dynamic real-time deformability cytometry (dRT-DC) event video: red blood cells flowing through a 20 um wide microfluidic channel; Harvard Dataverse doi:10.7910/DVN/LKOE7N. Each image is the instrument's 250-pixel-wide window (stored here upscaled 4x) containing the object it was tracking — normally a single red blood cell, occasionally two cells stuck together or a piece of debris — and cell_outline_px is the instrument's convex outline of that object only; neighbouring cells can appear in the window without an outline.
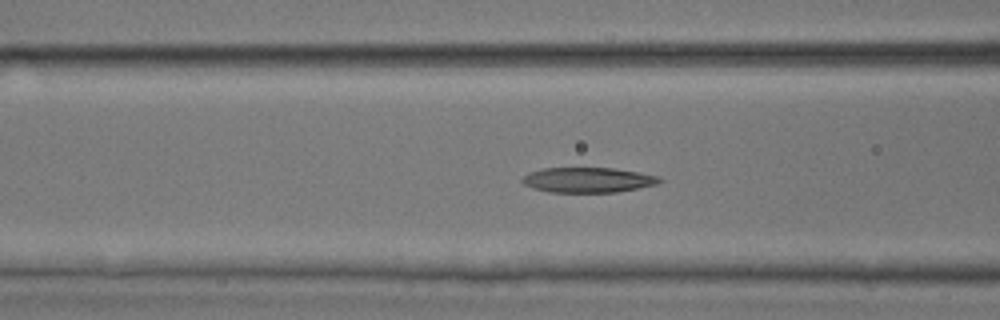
{"species": "common noctule bat (a hibernating species)", "species_latin": "Nyctalus noctula", "temperature_condition": "room temperature", "stored_images_in_passage": 39, "camera_frame_rate_fps": 3000, "um_per_image_px": 0.085, "animal": {"sex": "male", "body_mass_g": 17.9, "forearm_length_mm": 54.2}, "frame": {"image": 1, "passage_image": 12, "time_ms": 3.667, "image_size_px": [1000, 320], "cell_outline_px": [[664, 180], [656, 184], [616, 192], [548, 192], [532, 188], [524, 184], [520, 180], [528, 172], [544, 168], [616, 168], [640, 172], [660, 176]], "centroid_in_image_um": [49.97, 15.29], "position_along_channel_um": 116.6, "area_um2": 20.17}}
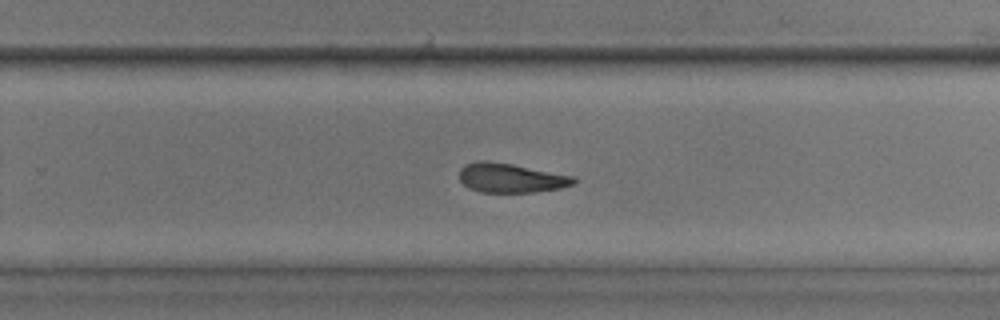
{"frame": {"image": 2, "passage_image": 23, "time_ms": 7.333, "image_size_px": [1000, 320], "cell_outline_px": [[576, 180], [572, 184], [560, 188], [532, 192], [484, 192], [468, 188], [460, 180], [460, 168], [464, 164], [476, 160], [488, 160], [512, 164], [576, 176]], "centroid_in_image_um": [43.4, 15.1], "position_along_channel_um": 286.4, "area_um2": 19.59}}
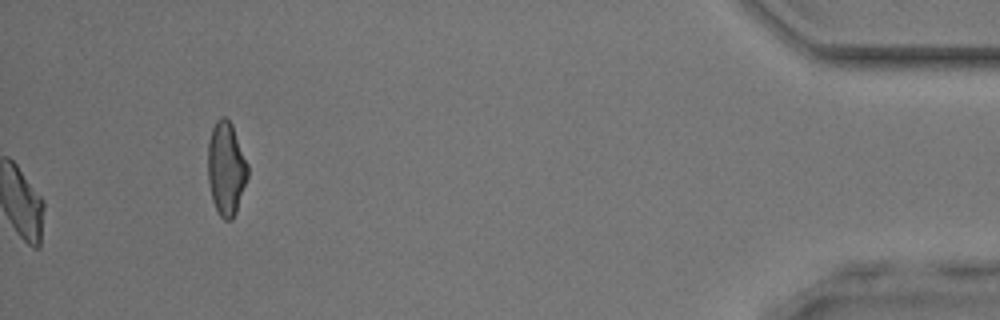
{"frame": {"image": 3, "passage_image": 39, "time_ms": 12.667, "image_size_px": [1000, 320], "cell_outline_px": [[248, 176], [236, 212], [232, 220], [224, 220], [220, 216], [212, 200], [208, 180], [208, 140], [212, 128], [216, 120], [220, 116], [224, 116], [232, 124], [248, 164]], "centroid_in_image_um": [19.22, 14.31], "position_along_channel_um": 416.0, "area_um2": 21.79}}